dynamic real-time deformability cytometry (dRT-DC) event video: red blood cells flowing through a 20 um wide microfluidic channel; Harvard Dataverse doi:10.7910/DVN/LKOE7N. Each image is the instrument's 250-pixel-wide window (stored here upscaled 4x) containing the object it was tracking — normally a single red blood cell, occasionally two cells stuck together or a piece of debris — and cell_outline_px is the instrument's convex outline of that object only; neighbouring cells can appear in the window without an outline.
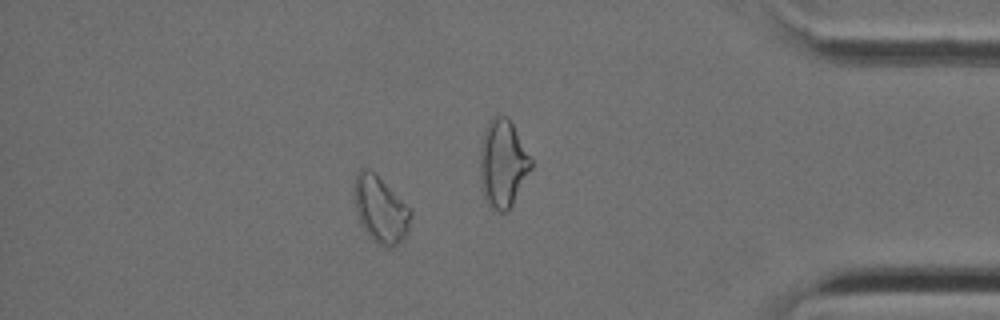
{"species": "Egyptian fruit bat (a non-hibernating species)", "species_latin": "Rousettus aegyptiacus", "temperature_condition": "cold", "stored_images_in_passage": 45, "camera_frame_rate_fps": 3000, "um_per_image_px": 0.085, "animal": {"sex": "female"}, "frame": {"image": 1, "passage_image": 39, "time_ms": 12.667, "image_size_px": [1000, 320], "cell_outline_px": [[412, 212], [408, 232], [392, 248], [384, 248], [376, 244], [372, 240], [364, 228], [356, 212], [356, 172], [360, 168], [368, 168], [412, 208]], "centroid_in_image_um": [32.38, 17.84], "position_along_channel_um": 402.8, "area_um2": 21.56}}